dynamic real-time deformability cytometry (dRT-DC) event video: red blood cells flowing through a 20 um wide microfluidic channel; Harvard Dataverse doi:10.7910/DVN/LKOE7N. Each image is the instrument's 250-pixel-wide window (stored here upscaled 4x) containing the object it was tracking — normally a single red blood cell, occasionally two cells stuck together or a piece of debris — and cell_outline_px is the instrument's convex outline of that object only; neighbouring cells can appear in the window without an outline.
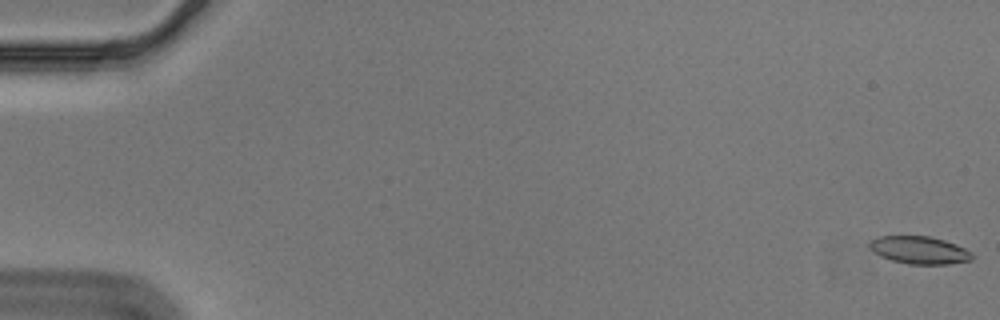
{"species": "Egyptian fruit bat (a non-hibernating species)", "species_latin": "Rousettus aegyptiacus", "temperature_condition": "cold", "stored_images_in_passage": 57, "camera_frame_rate_fps": 3000, "um_per_image_px": 0.085, "animal": {"sex": "male"}, "frame": {"image": 1, "passage_image": 1, "time_ms": 0.0, "image_size_px": [1000, 320], "cell_outline_px": [[972, 260], [948, 264], [908, 264], [892, 260], [880, 256], [868, 244], [876, 236], [928, 236], [944, 240], [956, 244], [972, 252]], "centroid_in_image_um": [78.17, 21.26], "position_along_channel_um": 6.8, "area_um2": 16.36}}
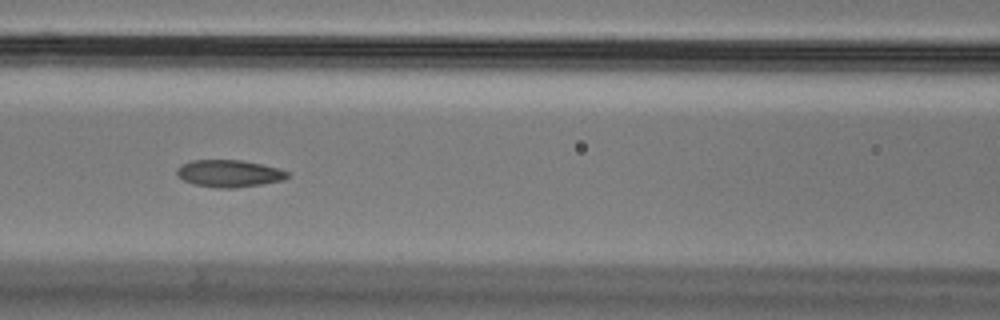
{"frame": {"image": 2, "passage_image": 26, "time_ms": 8.333, "image_size_px": [1000, 320], "cell_outline_px": [[288, 176], [284, 180], [236, 188], [216, 188], [192, 184], [184, 180], [176, 172], [176, 168], [180, 164], [192, 160], [240, 160], [260, 164], [276, 168], [288, 172]], "centroid_in_image_um": [19.42, 14.75], "position_along_channel_um": 147.2, "area_um2": 17.4}}
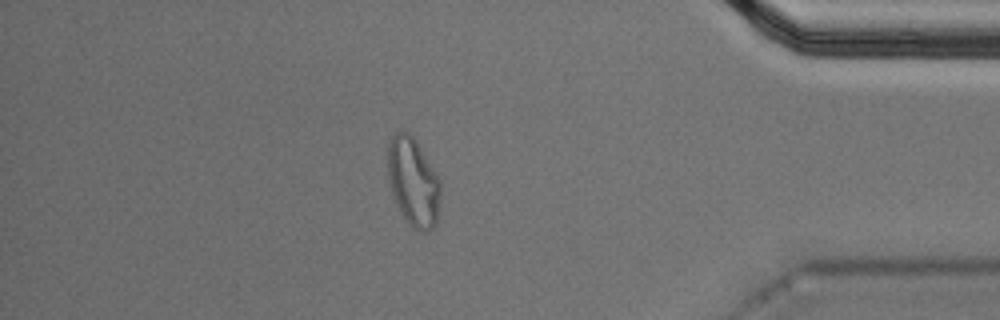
{"frame": {"image": 3, "passage_image": 50, "time_ms": 16.333, "image_size_px": [1000, 320], "cell_outline_px": [[440, 212], [436, 224], [428, 232], [420, 232], [412, 228], [408, 224], [400, 212], [392, 192], [388, 180], [388, 140], [396, 132], [408, 132], [416, 140], [440, 180]], "centroid_in_image_um": [35.14, 15.51], "position_along_channel_um": 400.1, "area_um2": 27.46}, "authors_computed_cell_mechanics": {"area_um2": 17.5712, "velocity_mm_per_s": 3.5559, "shape_relaxation_time_tau1_ms": 9.2439, "shape_relaxation_time_tau2_ms": 2.7645, "deformation_change_tau1": 0.2174, "deformation_change_tau2": 0.0806}}